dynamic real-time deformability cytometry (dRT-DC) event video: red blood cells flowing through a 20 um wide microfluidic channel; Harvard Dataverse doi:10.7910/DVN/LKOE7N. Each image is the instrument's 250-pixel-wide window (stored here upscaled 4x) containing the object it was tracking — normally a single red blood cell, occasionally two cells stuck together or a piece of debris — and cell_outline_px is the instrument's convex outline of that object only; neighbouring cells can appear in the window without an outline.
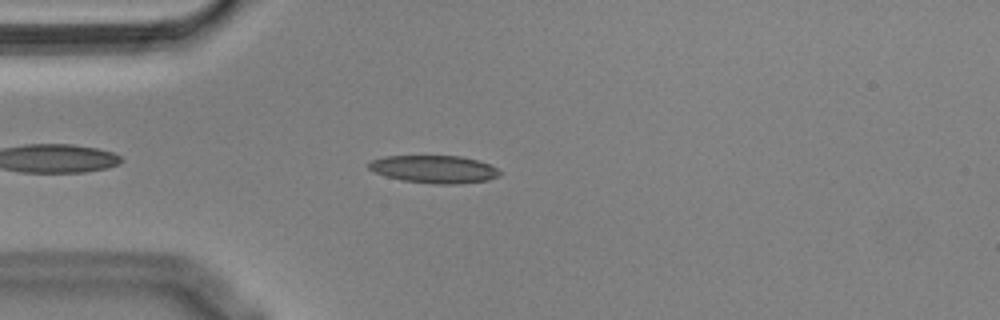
{"species": "Egyptian fruit bat (a non-hibernating species)", "species_latin": "Rousettus aegyptiacus", "temperature_condition": "cold", "stored_images_in_passage": 28, "camera_frame_rate_fps": 3000, "um_per_image_px": 0.085, "animal": {"sex": "male"}, "frame": {"image": 1, "passage_image": 6, "time_ms": 1.667, "image_size_px": [1000, 320], "cell_outline_px": [[500, 176], [488, 180], [460, 184], [436, 184], [400, 180], [376, 172], [368, 168], [368, 164], [372, 160], [384, 156], [460, 156], [476, 160], [488, 164], [496, 168], [500, 172]], "centroid_in_image_um": [36.92, 14.39], "position_along_channel_um": 48.1, "area_um2": 20.98}}
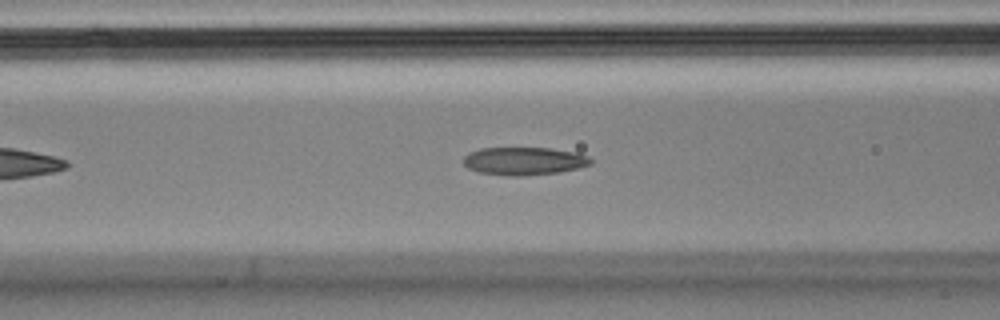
{"frame": {"image": 2, "passage_image": 13, "time_ms": 4.0, "image_size_px": [1000, 320], "cell_outline_px": [[592, 164], [560, 172], [524, 176], [508, 176], [480, 172], [468, 168], [464, 164], [464, 156], [468, 152], [480, 148], [552, 148], [576, 152], [588, 156], [592, 160]], "centroid_in_image_um": [44.55, 13.68], "position_along_channel_um": 122.1, "area_um2": 20.81}}
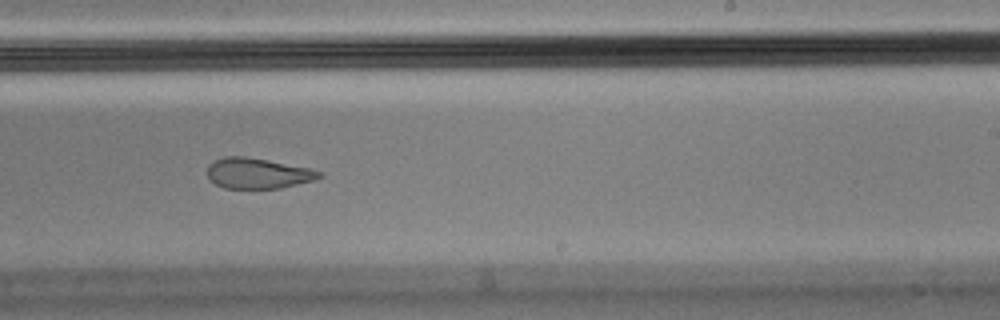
{"frame": {"image": 3, "passage_image": 25, "time_ms": 8.0, "image_size_px": [1000, 320], "cell_outline_px": [[324, 176], [312, 180], [280, 188], [224, 188], [216, 184], [208, 176], [208, 164], [212, 160], [224, 156], [244, 156], [268, 160], [308, 168], [320, 172]], "centroid_in_image_um": [21.86, 14.72], "position_along_channel_um": 267.1, "area_um2": 19.71}}